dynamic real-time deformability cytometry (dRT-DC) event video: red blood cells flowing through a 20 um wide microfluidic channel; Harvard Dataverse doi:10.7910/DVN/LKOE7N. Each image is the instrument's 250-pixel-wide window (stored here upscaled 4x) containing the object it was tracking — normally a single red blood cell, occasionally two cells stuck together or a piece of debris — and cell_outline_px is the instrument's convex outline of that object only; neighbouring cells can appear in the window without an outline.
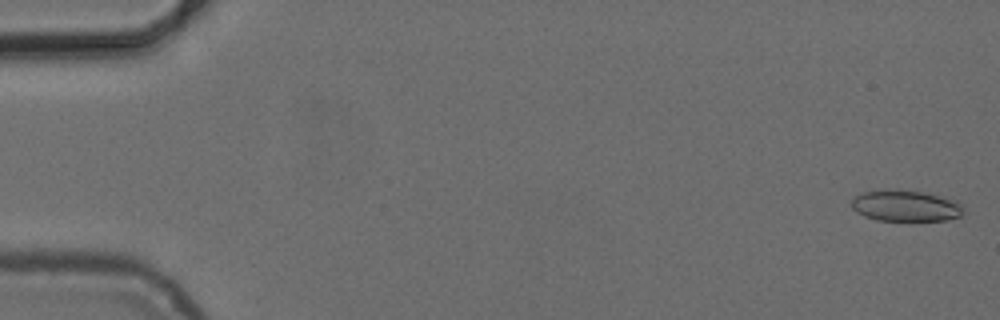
{"species": "common noctule bat (a hibernating species)", "species_latin": "Nyctalus noctula", "temperature_condition": "cold", "stored_images_in_passage": 4, "camera_frame_rate_fps": 3000, "um_per_image_px": 0.085, "animal": {"sex": "female", "body_mass_g": 24.6, "forearm_length_mm": 56.2}, "frame": {"image": 1, "passage_image": 1, "time_ms": 0.0, "image_size_px": [1000, 320], "cell_outline_px": [[964, 212], [960, 216], [944, 220], [876, 220], [864, 216], [856, 212], [852, 208], [852, 200], [856, 196], [864, 192], [920, 192], [956, 200], [964, 204]], "centroid_in_image_um": [77.03, 17.54], "position_along_channel_um": 8.0, "area_um2": 19.54}}
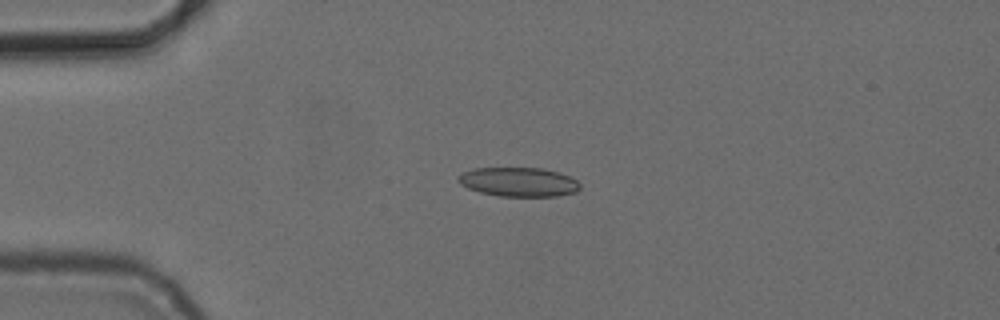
{"frame": {"image": 2, "passage_image": 4, "time_ms": 4.0, "image_size_px": [1000, 320], "cell_outline_px": [[580, 188], [576, 192], [556, 196], [500, 196], [480, 192], [468, 188], [460, 184], [456, 176], [464, 172], [476, 168], [544, 168], [560, 172], [576, 180], [580, 184]], "centroid_in_image_um": [44.09, 15.46], "position_along_channel_um": 40.9, "area_um2": 20.69}}